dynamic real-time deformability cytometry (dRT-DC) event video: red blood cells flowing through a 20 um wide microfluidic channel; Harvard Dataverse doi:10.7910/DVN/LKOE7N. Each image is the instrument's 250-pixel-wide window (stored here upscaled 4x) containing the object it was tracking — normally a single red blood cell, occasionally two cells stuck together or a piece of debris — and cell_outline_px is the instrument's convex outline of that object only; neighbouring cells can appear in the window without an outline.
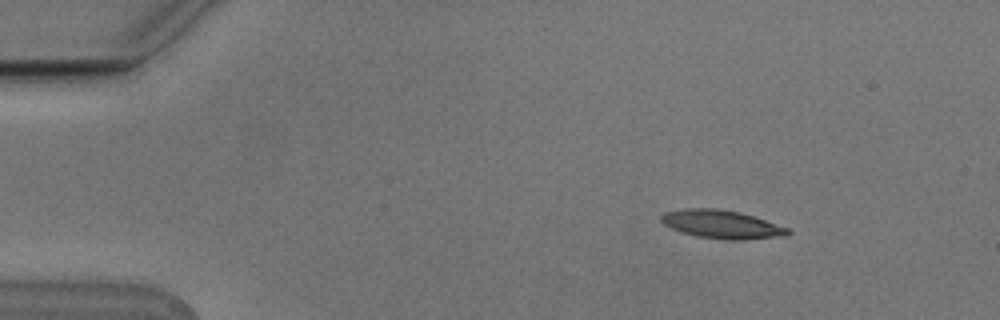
{"species": "Egyptian fruit bat (a non-hibernating species)", "species_latin": "Rousettus aegyptiacus", "temperature_condition": "cold", "stored_images_in_passage": 5, "camera_frame_rate_fps": 3000, "um_per_image_px": 0.085, "animal": {"sex": "male"}, "frame": {"image": 1, "passage_image": 2, "time_ms": 0.333, "image_size_px": [1000, 320], "cell_outline_px": [[792, 232], [788, 236], [744, 240], [724, 240], [696, 236], [672, 228], [664, 224], [660, 220], [660, 216], [664, 212], [684, 208], [716, 208], [740, 212], [788, 228]], "centroid_in_image_um": [61.36, 19.07], "position_along_channel_um": 23.6, "area_um2": 20.98}}